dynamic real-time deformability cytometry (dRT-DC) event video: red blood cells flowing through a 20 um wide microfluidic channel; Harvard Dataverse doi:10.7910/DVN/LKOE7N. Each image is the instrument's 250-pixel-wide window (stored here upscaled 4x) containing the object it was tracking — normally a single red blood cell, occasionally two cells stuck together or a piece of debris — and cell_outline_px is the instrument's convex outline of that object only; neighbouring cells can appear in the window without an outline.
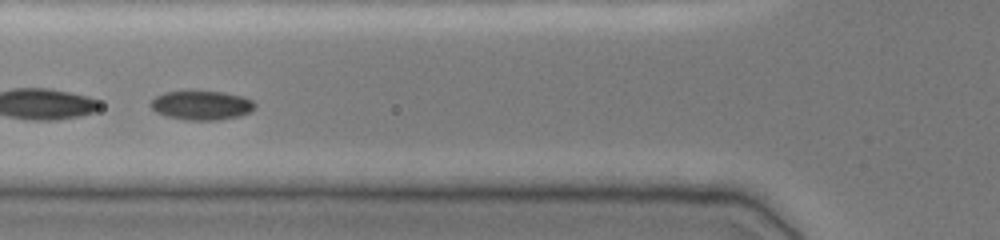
{"species": "common noctule bat (a hibernating species)", "species_latin": "Nyctalus noctula", "temperature_condition": "cold", "stored_images_in_passage": 32, "camera_frame_rate_fps": 3000, "um_per_image_px": 0.085, "animal": {"sex": "female", "body_mass_g": 19.0, "forearm_length_mm": 51.5}, "frame": {"image": 1, "passage_image": 5, "time_ms": 1.333, "image_size_px": [1000, 240], "cell_outline_px": [[256, 108], [240, 116], [216, 120], [184, 120], [164, 116], [156, 112], [148, 104], [156, 96], [164, 92], [188, 88], [224, 92], [240, 96], [252, 100], [256, 104]], "centroid_in_image_um": [17.07, 8.91], "position_along_channel_um": 108.7, "area_um2": 18.5}, "authors_computed_cell_mechanics": {"area_um2": 17.7157, "velocity_mm_per_s": 3.788, "shape_relaxation_time_tau1_ms": 1.5242, "shape_relaxation_time_tau2_ms": null, "deformation_change_tau1": 0.0546, "deformation_change_tau2": null}}